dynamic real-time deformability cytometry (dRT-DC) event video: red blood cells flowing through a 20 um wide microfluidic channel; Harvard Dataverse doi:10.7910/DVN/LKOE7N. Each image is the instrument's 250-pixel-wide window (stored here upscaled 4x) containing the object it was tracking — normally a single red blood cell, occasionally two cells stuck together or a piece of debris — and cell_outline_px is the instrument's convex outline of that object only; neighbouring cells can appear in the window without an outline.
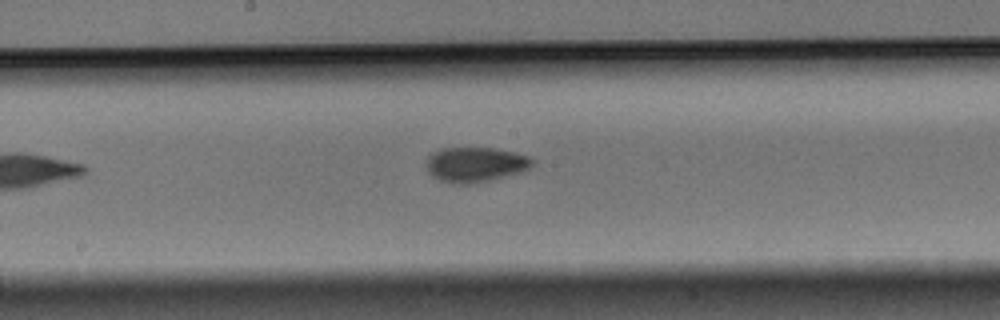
{"species": "Egyptian fruit bat (a non-hibernating species)", "species_latin": "Rousettus aegyptiacus", "temperature_condition": "warm", "stored_images_in_passage": 7, "camera_frame_rate_fps": 3000, "um_per_image_px": 0.085, "animal": {"sex": "male"}, "frame": {"image": 1, "passage_image": 7, "time_ms": 2.0, "image_size_px": [1000, 320], "cell_outline_px": [[536, 160], [528, 168], [520, 172], [492, 180], [472, 184], [452, 184], [440, 180], [432, 176], [428, 172], [428, 156], [432, 152], [444, 148], [492, 148], [512, 152], [528, 156]], "centroid_in_image_um": [40.4, 14.0], "position_along_channel_um": 207.8, "area_um2": 21.5}}